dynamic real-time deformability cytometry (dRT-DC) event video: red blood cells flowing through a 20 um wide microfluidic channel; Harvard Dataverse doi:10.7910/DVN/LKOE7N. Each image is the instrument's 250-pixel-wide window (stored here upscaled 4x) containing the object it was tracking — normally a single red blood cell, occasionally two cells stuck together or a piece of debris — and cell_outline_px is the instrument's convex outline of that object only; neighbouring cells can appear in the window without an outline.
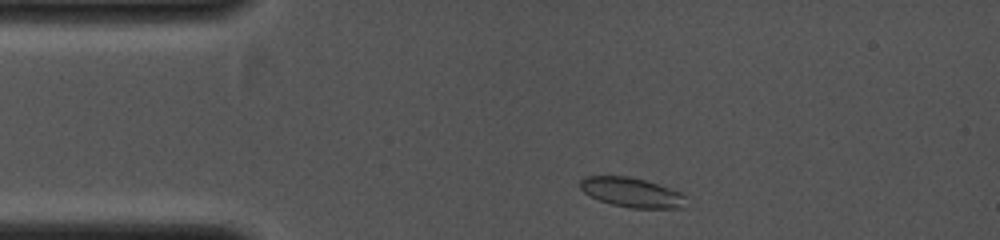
{"species": "common noctule bat (a hibernating species)", "species_latin": "Nyctalus noctula", "temperature_condition": "cold", "stored_images_in_passage": 34, "camera_frame_rate_fps": 4000, "um_per_image_px": 0.085, "animal": {"sex": "female", "body_mass_g": 19.0, "forearm_length_mm": 53.3}, "frame": {"image": 1, "passage_image": 2, "time_ms": 0.25, "image_size_px": [1000, 240], "cell_outline_px": [[684, 208], [632, 208], [612, 204], [600, 200], [584, 192], [580, 188], [580, 180], [584, 176], [628, 176], [644, 180], [680, 192], [684, 196]], "centroid_in_image_um": [53.67, 16.35], "position_along_channel_um": 31.3, "area_um2": 17.92}}
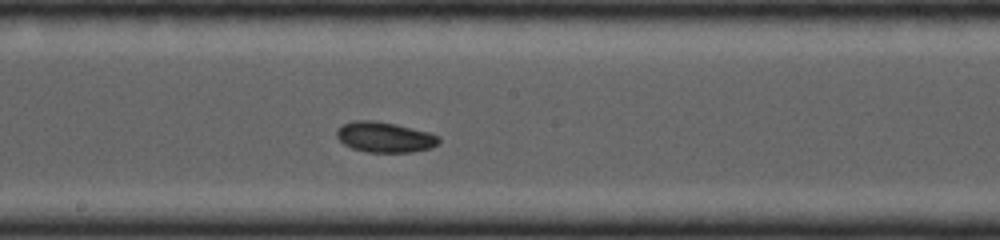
{"frame": {"image": 2, "passage_image": 17, "time_ms": 4.0, "image_size_px": [1000, 240], "cell_outline_px": [[440, 140], [436, 144], [428, 148], [412, 152], [368, 152], [352, 148], [344, 144], [336, 136], [336, 132], [344, 124], [356, 120], [376, 120], [396, 124], [428, 132], [440, 136]], "centroid_in_image_um": [32.7, 11.65], "position_along_channel_um": 215.5, "area_um2": 17.92}}
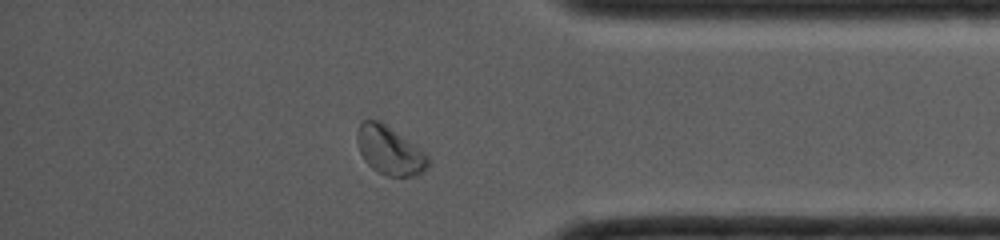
{"frame": {"image": 3, "passage_image": 30, "time_ms": 7.25, "image_size_px": [1000, 240], "cell_outline_px": [[428, 168], [424, 172], [416, 176], [388, 176], [376, 172], [364, 160], [360, 152], [356, 140], [356, 132], [360, 124], [364, 120], [380, 120], [424, 152], [428, 156]], "centroid_in_image_um": [33.1, 12.81], "position_along_channel_um": 402.1, "area_um2": 20.0}}